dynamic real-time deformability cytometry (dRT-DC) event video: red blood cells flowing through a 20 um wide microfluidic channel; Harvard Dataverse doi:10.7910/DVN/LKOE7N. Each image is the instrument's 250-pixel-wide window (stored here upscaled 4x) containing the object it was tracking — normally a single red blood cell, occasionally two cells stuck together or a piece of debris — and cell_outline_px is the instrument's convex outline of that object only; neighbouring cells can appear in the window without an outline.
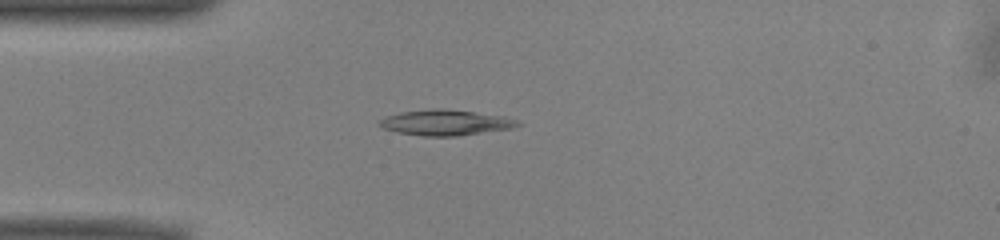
{"species": "common noctule bat (a hibernating species)", "species_latin": "Nyctalus noctula", "temperature_condition": "warm", "stored_images_in_passage": 39, "camera_frame_rate_fps": 3000, "um_per_image_px": 0.085, "animal": {"sex": "male", "body_mass_g": 13.0, "forearm_length_mm": 53.1}, "frame": {"image": 1, "passage_image": 1, "time_ms": 0.0, "image_size_px": [1000, 240], "cell_outline_px": [[524, 124], [512, 128], [456, 136], [424, 136], [396, 132], [384, 128], [380, 124], [380, 120], [384, 116], [400, 112], [432, 108], [444, 108], [504, 116], [520, 120]], "centroid_in_image_um": [37.91, 10.41], "position_along_channel_um": 47.1, "area_um2": 20.69}}
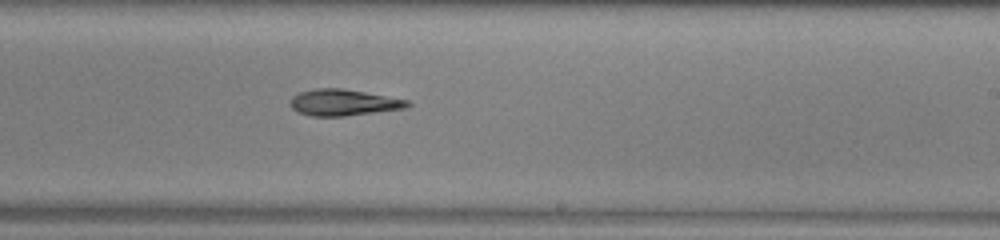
{"frame": {"image": 2, "passage_image": 18, "time_ms": 5.667, "image_size_px": [1000, 240], "cell_outline_px": [[412, 104], [404, 108], [344, 116], [312, 116], [296, 112], [292, 108], [292, 96], [300, 92], [316, 88], [340, 88], [364, 92], [408, 100]], "centroid_in_image_um": [29.17, 8.71], "position_along_channel_um": 259.8, "area_um2": 17.69}}
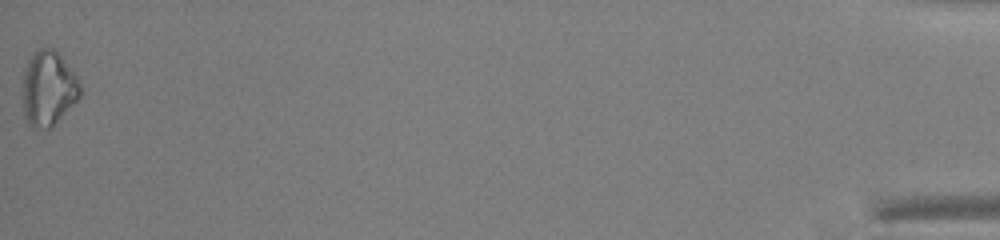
{"frame": {"image": 3, "passage_image": 39, "time_ms": 12.667, "image_size_px": [1000, 240], "cell_outline_px": [[80, 96], [48, 128], [32, 128], [28, 124], [24, 116], [20, 92], [20, 88], [24, 68], [28, 60], [40, 48], [52, 48], [60, 56], [76, 76], [80, 84]], "centroid_in_image_um": [4.02, 7.51], "position_along_channel_um": 431.2, "area_um2": 24.91}}